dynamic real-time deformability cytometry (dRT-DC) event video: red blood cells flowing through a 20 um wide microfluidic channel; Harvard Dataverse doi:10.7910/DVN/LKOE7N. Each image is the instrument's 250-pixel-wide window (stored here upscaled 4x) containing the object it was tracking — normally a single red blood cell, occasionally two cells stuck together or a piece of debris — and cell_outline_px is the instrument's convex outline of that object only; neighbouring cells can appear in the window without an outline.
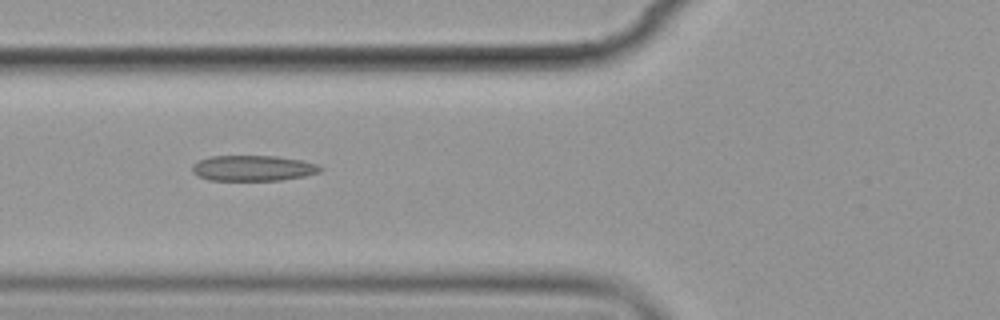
{"species": "common noctule bat (a hibernating species)", "species_latin": "Nyctalus noctula", "temperature_condition": "cold", "stored_images_in_passage": 8, "camera_frame_rate_fps": 3000, "um_per_image_px": 0.085, "animal": {"sex": "female", "body_mass_g": 19.9}, "frame": {"image": 1, "passage_image": 7, "time_ms": 7.0, "image_size_px": [1000, 320], "cell_outline_px": [[324, 168], [320, 172], [304, 176], [280, 180], [208, 180], [196, 176], [192, 172], [192, 164], [200, 160], [212, 156], [276, 156], [304, 160], [316, 164]], "centroid_in_image_um": [21.51, 14.29], "position_along_channel_um": 104.3, "area_um2": 19.19}}
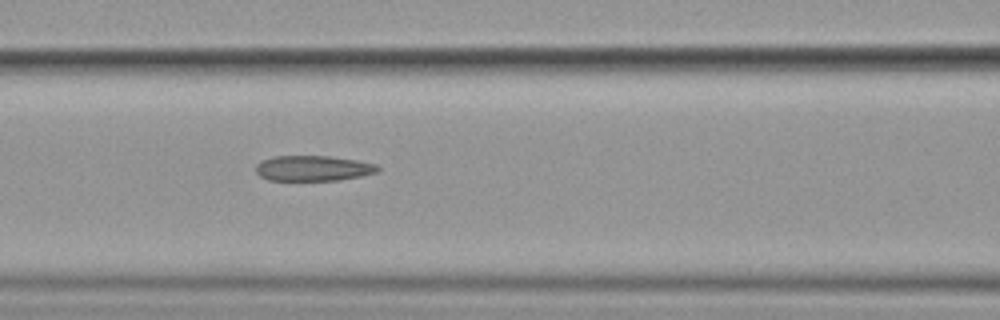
{"frame": {"image": 2, "passage_image": 8, "time_ms": 8.0, "image_size_px": [1000, 320], "cell_outline_px": [[380, 172], [340, 180], [268, 180], [260, 176], [256, 172], [256, 164], [260, 160], [276, 156], [328, 156], [356, 160], [376, 164], [380, 168]], "centroid_in_image_um": [26.61, 14.3], "position_along_channel_um": 140.0, "area_um2": 18.09}}